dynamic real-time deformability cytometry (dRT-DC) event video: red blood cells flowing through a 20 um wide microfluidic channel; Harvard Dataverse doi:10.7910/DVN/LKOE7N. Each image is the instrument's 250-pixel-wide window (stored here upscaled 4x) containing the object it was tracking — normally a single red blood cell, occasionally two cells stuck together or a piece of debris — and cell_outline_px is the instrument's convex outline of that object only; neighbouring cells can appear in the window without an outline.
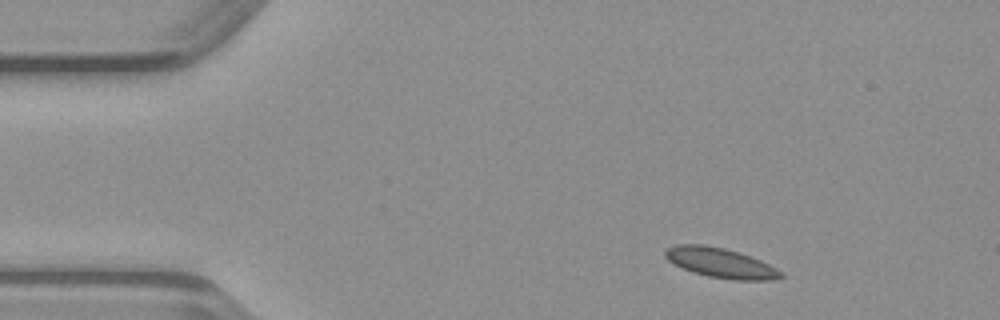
{"species": "common noctule bat (a hibernating species)", "species_latin": "Nyctalus noctula", "temperature_condition": "warm", "stored_images_in_passage": 46, "camera_frame_rate_fps": 3000, "um_per_image_px": 0.085, "animal": {"sex": "male", "body_mass_g": 23.1, "forearm_length_mm": 52.7}, "frame": {"image": 1, "passage_image": 4, "time_ms": 1.0, "image_size_px": [1000, 320], "cell_outline_px": [[784, 276], [768, 280], [736, 280], [708, 276], [692, 272], [668, 260], [664, 256], [664, 248], [676, 244], [704, 244], [724, 248], [760, 260], [784, 272]], "centroid_in_image_um": [61.21, 22.33], "position_along_channel_um": 23.8, "area_um2": 19.94}}
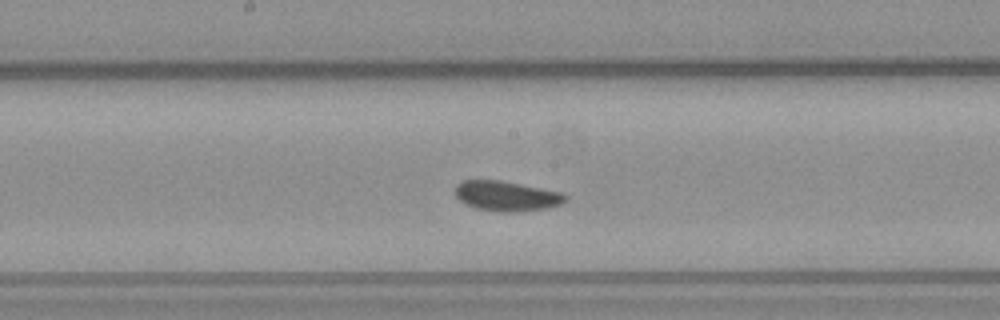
{"frame": {"image": 2, "passage_image": 22, "time_ms": 7.0, "image_size_px": [1000, 320], "cell_outline_px": [[568, 200], [560, 204], [548, 208], [512, 212], [500, 212], [476, 208], [464, 204], [456, 196], [456, 184], [460, 180], [500, 180], [564, 192], [568, 196]], "centroid_in_image_um": [43.08, 16.65], "position_along_channel_um": 205.1, "area_um2": 19.48}}
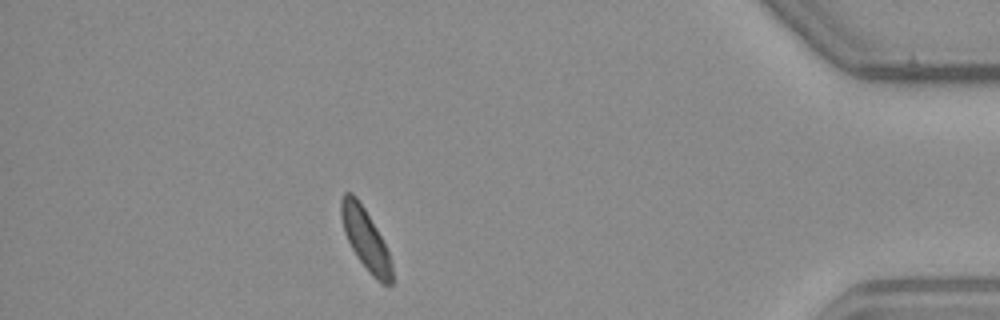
{"frame": {"image": 3, "passage_image": 40, "time_ms": 13.0, "image_size_px": [1000, 320], "cell_outline_px": [[392, 284], [380, 284], [372, 276], [356, 256], [344, 232], [340, 216], [340, 200], [344, 192], [352, 192], [356, 196], [364, 208], [376, 228], [388, 252], [392, 264]], "centroid_in_image_um": [31.04, 20.31], "position_along_channel_um": 404.2, "area_um2": 17.98}}